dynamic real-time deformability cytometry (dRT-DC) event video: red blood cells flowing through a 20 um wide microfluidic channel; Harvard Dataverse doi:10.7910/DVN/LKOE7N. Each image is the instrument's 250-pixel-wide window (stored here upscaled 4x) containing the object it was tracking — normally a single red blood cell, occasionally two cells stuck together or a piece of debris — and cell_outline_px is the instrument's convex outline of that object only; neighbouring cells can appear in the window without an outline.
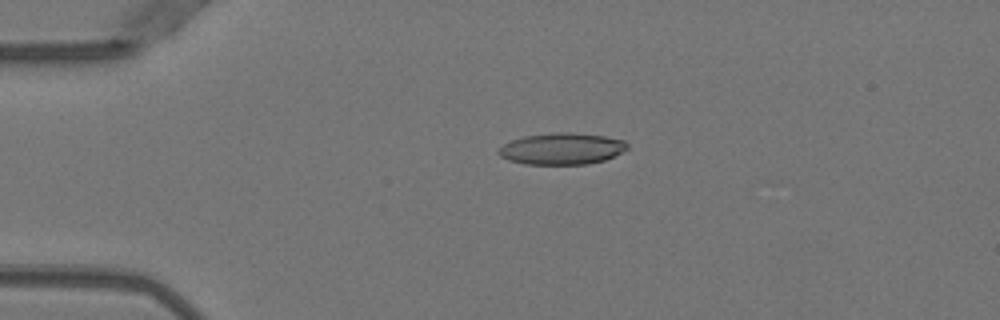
{"species": "Egyptian fruit bat (a non-hibernating species)", "species_latin": "Rousettus aegyptiacus", "temperature_condition": "warm", "stored_images_in_passage": 6, "camera_frame_rate_fps": 3000, "um_per_image_px": 0.085, "animal": {"sex": "female"}, "frame": {"image": 1, "passage_image": 4, "time_ms": 1.0, "image_size_px": [1000, 320], "cell_outline_px": [[628, 148], [604, 160], [584, 164], [524, 164], [508, 160], [500, 156], [496, 152], [504, 144], [512, 140], [524, 136], [552, 132], [572, 132], [604, 136], [624, 140], [628, 144]], "centroid_in_image_um": [47.72, 12.63], "position_along_channel_um": 37.3, "area_um2": 23.58}}